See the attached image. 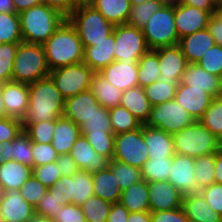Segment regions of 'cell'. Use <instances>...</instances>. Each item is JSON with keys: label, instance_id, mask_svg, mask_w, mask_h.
Wrapping results in <instances>:
<instances>
[{"label": "cell", "instance_id": "obj_1", "mask_svg": "<svg viewBox=\"0 0 222 222\" xmlns=\"http://www.w3.org/2000/svg\"><path fill=\"white\" fill-rule=\"evenodd\" d=\"M28 89L29 106L21 120L22 125L62 117L65 99L50 76L29 84Z\"/></svg>", "mask_w": 222, "mask_h": 222}, {"label": "cell", "instance_id": "obj_2", "mask_svg": "<svg viewBox=\"0 0 222 222\" xmlns=\"http://www.w3.org/2000/svg\"><path fill=\"white\" fill-rule=\"evenodd\" d=\"M42 46L50 71L83 61L84 47L67 18Z\"/></svg>", "mask_w": 222, "mask_h": 222}, {"label": "cell", "instance_id": "obj_3", "mask_svg": "<svg viewBox=\"0 0 222 222\" xmlns=\"http://www.w3.org/2000/svg\"><path fill=\"white\" fill-rule=\"evenodd\" d=\"M22 40L43 45L66 19L58 10L41 3L19 13Z\"/></svg>", "mask_w": 222, "mask_h": 222}, {"label": "cell", "instance_id": "obj_4", "mask_svg": "<svg viewBox=\"0 0 222 222\" xmlns=\"http://www.w3.org/2000/svg\"><path fill=\"white\" fill-rule=\"evenodd\" d=\"M67 19L76 28L83 47L95 46V43L105 40L114 29V25L88 2H79Z\"/></svg>", "mask_w": 222, "mask_h": 222}, {"label": "cell", "instance_id": "obj_5", "mask_svg": "<svg viewBox=\"0 0 222 222\" xmlns=\"http://www.w3.org/2000/svg\"><path fill=\"white\" fill-rule=\"evenodd\" d=\"M50 69L40 44L19 43L12 67L11 81L32 84L48 77Z\"/></svg>", "mask_w": 222, "mask_h": 222}, {"label": "cell", "instance_id": "obj_6", "mask_svg": "<svg viewBox=\"0 0 222 222\" xmlns=\"http://www.w3.org/2000/svg\"><path fill=\"white\" fill-rule=\"evenodd\" d=\"M175 153L189 157L214 154L219 149L218 138L199 120L172 134Z\"/></svg>", "mask_w": 222, "mask_h": 222}, {"label": "cell", "instance_id": "obj_7", "mask_svg": "<svg viewBox=\"0 0 222 222\" xmlns=\"http://www.w3.org/2000/svg\"><path fill=\"white\" fill-rule=\"evenodd\" d=\"M142 32L149 50L178 45L174 7L161 6L142 28Z\"/></svg>", "mask_w": 222, "mask_h": 222}, {"label": "cell", "instance_id": "obj_8", "mask_svg": "<svg viewBox=\"0 0 222 222\" xmlns=\"http://www.w3.org/2000/svg\"><path fill=\"white\" fill-rule=\"evenodd\" d=\"M92 173L78 170L73 176H61L48 190L61 201V205H82L94 195Z\"/></svg>", "mask_w": 222, "mask_h": 222}, {"label": "cell", "instance_id": "obj_9", "mask_svg": "<svg viewBox=\"0 0 222 222\" xmlns=\"http://www.w3.org/2000/svg\"><path fill=\"white\" fill-rule=\"evenodd\" d=\"M113 159L142 169L149 159V151L144 141V125L115 135Z\"/></svg>", "mask_w": 222, "mask_h": 222}, {"label": "cell", "instance_id": "obj_10", "mask_svg": "<svg viewBox=\"0 0 222 222\" xmlns=\"http://www.w3.org/2000/svg\"><path fill=\"white\" fill-rule=\"evenodd\" d=\"M94 73L84 62H81L51 70L49 76L66 100L89 90Z\"/></svg>", "mask_w": 222, "mask_h": 222}, {"label": "cell", "instance_id": "obj_11", "mask_svg": "<svg viewBox=\"0 0 222 222\" xmlns=\"http://www.w3.org/2000/svg\"><path fill=\"white\" fill-rule=\"evenodd\" d=\"M113 34L115 37V61L137 63L149 50L142 29L127 24L115 25Z\"/></svg>", "mask_w": 222, "mask_h": 222}, {"label": "cell", "instance_id": "obj_12", "mask_svg": "<svg viewBox=\"0 0 222 222\" xmlns=\"http://www.w3.org/2000/svg\"><path fill=\"white\" fill-rule=\"evenodd\" d=\"M194 121L195 119L174 99L153 106L145 125L174 134L191 125Z\"/></svg>", "mask_w": 222, "mask_h": 222}, {"label": "cell", "instance_id": "obj_13", "mask_svg": "<svg viewBox=\"0 0 222 222\" xmlns=\"http://www.w3.org/2000/svg\"><path fill=\"white\" fill-rule=\"evenodd\" d=\"M195 158L175 153L168 181L183 195L197 193Z\"/></svg>", "mask_w": 222, "mask_h": 222}, {"label": "cell", "instance_id": "obj_14", "mask_svg": "<svg viewBox=\"0 0 222 222\" xmlns=\"http://www.w3.org/2000/svg\"><path fill=\"white\" fill-rule=\"evenodd\" d=\"M150 212L168 211L182 207L183 194L168 180L148 183Z\"/></svg>", "mask_w": 222, "mask_h": 222}, {"label": "cell", "instance_id": "obj_15", "mask_svg": "<svg viewBox=\"0 0 222 222\" xmlns=\"http://www.w3.org/2000/svg\"><path fill=\"white\" fill-rule=\"evenodd\" d=\"M211 14L197 7L180 4L174 7L175 27L179 39L206 29Z\"/></svg>", "mask_w": 222, "mask_h": 222}, {"label": "cell", "instance_id": "obj_16", "mask_svg": "<svg viewBox=\"0 0 222 222\" xmlns=\"http://www.w3.org/2000/svg\"><path fill=\"white\" fill-rule=\"evenodd\" d=\"M159 57L160 77L158 80L182 81L188 62L178 45L155 49Z\"/></svg>", "mask_w": 222, "mask_h": 222}, {"label": "cell", "instance_id": "obj_17", "mask_svg": "<svg viewBox=\"0 0 222 222\" xmlns=\"http://www.w3.org/2000/svg\"><path fill=\"white\" fill-rule=\"evenodd\" d=\"M97 98L89 90L67 98L64 103L63 117L72 120L77 126L84 124L100 107Z\"/></svg>", "mask_w": 222, "mask_h": 222}, {"label": "cell", "instance_id": "obj_18", "mask_svg": "<svg viewBox=\"0 0 222 222\" xmlns=\"http://www.w3.org/2000/svg\"><path fill=\"white\" fill-rule=\"evenodd\" d=\"M70 155L79 170L93 174L109 167L110 159L97 153L82 135L76 139Z\"/></svg>", "mask_w": 222, "mask_h": 222}, {"label": "cell", "instance_id": "obj_19", "mask_svg": "<svg viewBox=\"0 0 222 222\" xmlns=\"http://www.w3.org/2000/svg\"><path fill=\"white\" fill-rule=\"evenodd\" d=\"M2 95L6 116L21 121L29 106L28 84L14 81L2 83Z\"/></svg>", "mask_w": 222, "mask_h": 222}, {"label": "cell", "instance_id": "obj_20", "mask_svg": "<svg viewBox=\"0 0 222 222\" xmlns=\"http://www.w3.org/2000/svg\"><path fill=\"white\" fill-rule=\"evenodd\" d=\"M174 99L189 115L195 120H199L214 98L203 89L192 88V86L180 82Z\"/></svg>", "mask_w": 222, "mask_h": 222}, {"label": "cell", "instance_id": "obj_21", "mask_svg": "<svg viewBox=\"0 0 222 222\" xmlns=\"http://www.w3.org/2000/svg\"><path fill=\"white\" fill-rule=\"evenodd\" d=\"M0 208L4 222H29L36 216L35 208L21 197L20 190L5 191Z\"/></svg>", "mask_w": 222, "mask_h": 222}, {"label": "cell", "instance_id": "obj_22", "mask_svg": "<svg viewBox=\"0 0 222 222\" xmlns=\"http://www.w3.org/2000/svg\"><path fill=\"white\" fill-rule=\"evenodd\" d=\"M98 73L122 92L138 86V63L114 61Z\"/></svg>", "mask_w": 222, "mask_h": 222}, {"label": "cell", "instance_id": "obj_23", "mask_svg": "<svg viewBox=\"0 0 222 222\" xmlns=\"http://www.w3.org/2000/svg\"><path fill=\"white\" fill-rule=\"evenodd\" d=\"M181 82L192 88L203 89L213 98L222 96L220 77L206 72L198 64L188 63Z\"/></svg>", "mask_w": 222, "mask_h": 222}, {"label": "cell", "instance_id": "obj_24", "mask_svg": "<svg viewBox=\"0 0 222 222\" xmlns=\"http://www.w3.org/2000/svg\"><path fill=\"white\" fill-rule=\"evenodd\" d=\"M114 48L115 37L112 32L105 40L95 43V46L84 47L82 62L98 73L115 61Z\"/></svg>", "mask_w": 222, "mask_h": 222}, {"label": "cell", "instance_id": "obj_25", "mask_svg": "<svg viewBox=\"0 0 222 222\" xmlns=\"http://www.w3.org/2000/svg\"><path fill=\"white\" fill-rule=\"evenodd\" d=\"M215 41L206 29L195 32L191 35L179 39L178 46L188 63L197 64L202 56L213 46Z\"/></svg>", "mask_w": 222, "mask_h": 222}, {"label": "cell", "instance_id": "obj_26", "mask_svg": "<svg viewBox=\"0 0 222 222\" xmlns=\"http://www.w3.org/2000/svg\"><path fill=\"white\" fill-rule=\"evenodd\" d=\"M144 141L149 158L173 157L175 154L172 134L144 124Z\"/></svg>", "mask_w": 222, "mask_h": 222}, {"label": "cell", "instance_id": "obj_27", "mask_svg": "<svg viewBox=\"0 0 222 222\" xmlns=\"http://www.w3.org/2000/svg\"><path fill=\"white\" fill-rule=\"evenodd\" d=\"M182 208L190 222H220V215L208 205L200 192L183 195Z\"/></svg>", "mask_w": 222, "mask_h": 222}, {"label": "cell", "instance_id": "obj_28", "mask_svg": "<svg viewBox=\"0 0 222 222\" xmlns=\"http://www.w3.org/2000/svg\"><path fill=\"white\" fill-rule=\"evenodd\" d=\"M81 135L80 127L72 120L59 117L55 120L52 146L60 154H70L73 144Z\"/></svg>", "mask_w": 222, "mask_h": 222}, {"label": "cell", "instance_id": "obj_29", "mask_svg": "<svg viewBox=\"0 0 222 222\" xmlns=\"http://www.w3.org/2000/svg\"><path fill=\"white\" fill-rule=\"evenodd\" d=\"M120 105L131 112L142 125L147 122L152 108L144 88L140 86L124 91Z\"/></svg>", "mask_w": 222, "mask_h": 222}, {"label": "cell", "instance_id": "obj_30", "mask_svg": "<svg viewBox=\"0 0 222 222\" xmlns=\"http://www.w3.org/2000/svg\"><path fill=\"white\" fill-rule=\"evenodd\" d=\"M94 196L111 203H118L121 198V187L110 168L92 174Z\"/></svg>", "mask_w": 222, "mask_h": 222}, {"label": "cell", "instance_id": "obj_31", "mask_svg": "<svg viewBox=\"0 0 222 222\" xmlns=\"http://www.w3.org/2000/svg\"><path fill=\"white\" fill-rule=\"evenodd\" d=\"M87 2L114 26L126 24L132 8L129 0H88Z\"/></svg>", "mask_w": 222, "mask_h": 222}, {"label": "cell", "instance_id": "obj_32", "mask_svg": "<svg viewBox=\"0 0 222 222\" xmlns=\"http://www.w3.org/2000/svg\"><path fill=\"white\" fill-rule=\"evenodd\" d=\"M32 175V168L15 160L0 165V183L5 191L19 190Z\"/></svg>", "mask_w": 222, "mask_h": 222}, {"label": "cell", "instance_id": "obj_33", "mask_svg": "<svg viewBox=\"0 0 222 222\" xmlns=\"http://www.w3.org/2000/svg\"><path fill=\"white\" fill-rule=\"evenodd\" d=\"M90 91L97 98L99 104L108 110L120 105L121 103L123 92L116 86L109 83L99 73L93 74Z\"/></svg>", "mask_w": 222, "mask_h": 222}, {"label": "cell", "instance_id": "obj_34", "mask_svg": "<svg viewBox=\"0 0 222 222\" xmlns=\"http://www.w3.org/2000/svg\"><path fill=\"white\" fill-rule=\"evenodd\" d=\"M130 213L150 212L148 197V182L141 180L122 190L119 201Z\"/></svg>", "mask_w": 222, "mask_h": 222}, {"label": "cell", "instance_id": "obj_35", "mask_svg": "<svg viewBox=\"0 0 222 222\" xmlns=\"http://www.w3.org/2000/svg\"><path fill=\"white\" fill-rule=\"evenodd\" d=\"M137 63L138 86L145 88L159 79V57L155 50H148Z\"/></svg>", "mask_w": 222, "mask_h": 222}, {"label": "cell", "instance_id": "obj_36", "mask_svg": "<svg viewBox=\"0 0 222 222\" xmlns=\"http://www.w3.org/2000/svg\"><path fill=\"white\" fill-rule=\"evenodd\" d=\"M178 83L176 81L157 80L144 88L151 106L174 100Z\"/></svg>", "mask_w": 222, "mask_h": 222}, {"label": "cell", "instance_id": "obj_37", "mask_svg": "<svg viewBox=\"0 0 222 222\" xmlns=\"http://www.w3.org/2000/svg\"><path fill=\"white\" fill-rule=\"evenodd\" d=\"M172 157L149 158L141 169L143 180L148 183L166 181L170 175Z\"/></svg>", "mask_w": 222, "mask_h": 222}, {"label": "cell", "instance_id": "obj_38", "mask_svg": "<svg viewBox=\"0 0 222 222\" xmlns=\"http://www.w3.org/2000/svg\"><path fill=\"white\" fill-rule=\"evenodd\" d=\"M195 180L197 193L215 183V153L195 158Z\"/></svg>", "mask_w": 222, "mask_h": 222}, {"label": "cell", "instance_id": "obj_39", "mask_svg": "<svg viewBox=\"0 0 222 222\" xmlns=\"http://www.w3.org/2000/svg\"><path fill=\"white\" fill-rule=\"evenodd\" d=\"M108 111L111 129L114 135L122 132L132 131L142 126L135 116L121 105H117Z\"/></svg>", "mask_w": 222, "mask_h": 222}, {"label": "cell", "instance_id": "obj_40", "mask_svg": "<svg viewBox=\"0 0 222 222\" xmlns=\"http://www.w3.org/2000/svg\"><path fill=\"white\" fill-rule=\"evenodd\" d=\"M22 34L18 13H0V44L21 43Z\"/></svg>", "mask_w": 222, "mask_h": 222}, {"label": "cell", "instance_id": "obj_41", "mask_svg": "<svg viewBox=\"0 0 222 222\" xmlns=\"http://www.w3.org/2000/svg\"><path fill=\"white\" fill-rule=\"evenodd\" d=\"M80 206L86 222H107L112 203L93 195Z\"/></svg>", "mask_w": 222, "mask_h": 222}, {"label": "cell", "instance_id": "obj_42", "mask_svg": "<svg viewBox=\"0 0 222 222\" xmlns=\"http://www.w3.org/2000/svg\"><path fill=\"white\" fill-rule=\"evenodd\" d=\"M109 168L118 181L121 190L129 188L132 184L138 183L142 178L141 170L118 160H110Z\"/></svg>", "mask_w": 222, "mask_h": 222}, {"label": "cell", "instance_id": "obj_43", "mask_svg": "<svg viewBox=\"0 0 222 222\" xmlns=\"http://www.w3.org/2000/svg\"><path fill=\"white\" fill-rule=\"evenodd\" d=\"M160 7L161 4L158 0H146L141 4L132 5L126 24L142 29Z\"/></svg>", "mask_w": 222, "mask_h": 222}, {"label": "cell", "instance_id": "obj_44", "mask_svg": "<svg viewBox=\"0 0 222 222\" xmlns=\"http://www.w3.org/2000/svg\"><path fill=\"white\" fill-rule=\"evenodd\" d=\"M199 121L217 138L222 135V96L213 99Z\"/></svg>", "mask_w": 222, "mask_h": 222}, {"label": "cell", "instance_id": "obj_45", "mask_svg": "<svg viewBox=\"0 0 222 222\" xmlns=\"http://www.w3.org/2000/svg\"><path fill=\"white\" fill-rule=\"evenodd\" d=\"M80 133H113L108 109L102 106L98 107L97 112L80 126Z\"/></svg>", "mask_w": 222, "mask_h": 222}, {"label": "cell", "instance_id": "obj_46", "mask_svg": "<svg viewBox=\"0 0 222 222\" xmlns=\"http://www.w3.org/2000/svg\"><path fill=\"white\" fill-rule=\"evenodd\" d=\"M54 128L55 120L23 124V131L29 136L32 143H52Z\"/></svg>", "mask_w": 222, "mask_h": 222}, {"label": "cell", "instance_id": "obj_47", "mask_svg": "<svg viewBox=\"0 0 222 222\" xmlns=\"http://www.w3.org/2000/svg\"><path fill=\"white\" fill-rule=\"evenodd\" d=\"M11 154L12 160L33 168L32 141L24 131L13 140Z\"/></svg>", "mask_w": 222, "mask_h": 222}, {"label": "cell", "instance_id": "obj_48", "mask_svg": "<svg viewBox=\"0 0 222 222\" xmlns=\"http://www.w3.org/2000/svg\"><path fill=\"white\" fill-rule=\"evenodd\" d=\"M81 135L85 136L89 144L97 153L109 158L110 160L113 159L115 143V135L113 133H81Z\"/></svg>", "mask_w": 222, "mask_h": 222}, {"label": "cell", "instance_id": "obj_49", "mask_svg": "<svg viewBox=\"0 0 222 222\" xmlns=\"http://www.w3.org/2000/svg\"><path fill=\"white\" fill-rule=\"evenodd\" d=\"M19 43L0 44V83L11 81L12 67Z\"/></svg>", "mask_w": 222, "mask_h": 222}, {"label": "cell", "instance_id": "obj_50", "mask_svg": "<svg viewBox=\"0 0 222 222\" xmlns=\"http://www.w3.org/2000/svg\"><path fill=\"white\" fill-rule=\"evenodd\" d=\"M19 190L21 197L35 208L48 188L31 175Z\"/></svg>", "mask_w": 222, "mask_h": 222}, {"label": "cell", "instance_id": "obj_51", "mask_svg": "<svg viewBox=\"0 0 222 222\" xmlns=\"http://www.w3.org/2000/svg\"><path fill=\"white\" fill-rule=\"evenodd\" d=\"M197 64L206 72L220 77L222 73V47L215 44Z\"/></svg>", "mask_w": 222, "mask_h": 222}, {"label": "cell", "instance_id": "obj_52", "mask_svg": "<svg viewBox=\"0 0 222 222\" xmlns=\"http://www.w3.org/2000/svg\"><path fill=\"white\" fill-rule=\"evenodd\" d=\"M32 175L45 187H52L61 178L60 170L55 162L32 168Z\"/></svg>", "mask_w": 222, "mask_h": 222}, {"label": "cell", "instance_id": "obj_53", "mask_svg": "<svg viewBox=\"0 0 222 222\" xmlns=\"http://www.w3.org/2000/svg\"><path fill=\"white\" fill-rule=\"evenodd\" d=\"M61 207H63V205H61V201L47 190L42 199L36 205L35 214L36 216L50 218L54 221V214H58Z\"/></svg>", "mask_w": 222, "mask_h": 222}, {"label": "cell", "instance_id": "obj_54", "mask_svg": "<svg viewBox=\"0 0 222 222\" xmlns=\"http://www.w3.org/2000/svg\"><path fill=\"white\" fill-rule=\"evenodd\" d=\"M33 167L55 162L58 153L53 148L52 143H32Z\"/></svg>", "mask_w": 222, "mask_h": 222}, {"label": "cell", "instance_id": "obj_55", "mask_svg": "<svg viewBox=\"0 0 222 222\" xmlns=\"http://www.w3.org/2000/svg\"><path fill=\"white\" fill-rule=\"evenodd\" d=\"M22 131L23 125L20 120L7 116L0 118V143L14 140Z\"/></svg>", "mask_w": 222, "mask_h": 222}, {"label": "cell", "instance_id": "obj_56", "mask_svg": "<svg viewBox=\"0 0 222 222\" xmlns=\"http://www.w3.org/2000/svg\"><path fill=\"white\" fill-rule=\"evenodd\" d=\"M208 205L215 211V213L222 214V183H212L209 187H206L199 191Z\"/></svg>", "mask_w": 222, "mask_h": 222}, {"label": "cell", "instance_id": "obj_57", "mask_svg": "<svg viewBox=\"0 0 222 222\" xmlns=\"http://www.w3.org/2000/svg\"><path fill=\"white\" fill-rule=\"evenodd\" d=\"M54 222H86L81 206L66 204L60 208L58 214H54Z\"/></svg>", "mask_w": 222, "mask_h": 222}, {"label": "cell", "instance_id": "obj_58", "mask_svg": "<svg viewBox=\"0 0 222 222\" xmlns=\"http://www.w3.org/2000/svg\"><path fill=\"white\" fill-rule=\"evenodd\" d=\"M152 222H190L182 207L168 211L151 212Z\"/></svg>", "mask_w": 222, "mask_h": 222}, {"label": "cell", "instance_id": "obj_59", "mask_svg": "<svg viewBox=\"0 0 222 222\" xmlns=\"http://www.w3.org/2000/svg\"><path fill=\"white\" fill-rule=\"evenodd\" d=\"M79 2V0H42V3L58 10L66 18L78 6Z\"/></svg>", "mask_w": 222, "mask_h": 222}, {"label": "cell", "instance_id": "obj_60", "mask_svg": "<svg viewBox=\"0 0 222 222\" xmlns=\"http://www.w3.org/2000/svg\"><path fill=\"white\" fill-rule=\"evenodd\" d=\"M61 176H73L79 169L70 154H60L56 160Z\"/></svg>", "mask_w": 222, "mask_h": 222}, {"label": "cell", "instance_id": "obj_61", "mask_svg": "<svg viewBox=\"0 0 222 222\" xmlns=\"http://www.w3.org/2000/svg\"><path fill=\"white\" fill-rule=\"evenodd\" d=\"M207 30L212 35L215 44L222 47V17L217 13L209 17Z\"/></svg>", "mask_w": 222, "mask_h": 222}, {"label": "cell", "instance_id": "obj_62", "mask_svg": "<svg viewBox=\"0 0 222 222\" xmlns=\"http://www.w3.org/2000/svg\"><path fill=\"white\" fill-rule=\"evenodd\" d=\"M129 211L120 203H112L107 222H127Z\"/></svg>", "mask_w": 222, "mask_h": 222}, {"label": "cell", "instance_id": "obj_63", "mask_svg": "<svg viewBox=\"0 0 222 222\" xmlns=\"http://www.w3.org/2000/svg\"><path fill=\"white\" fill-rule=\"evenodd\" d=\"M181 4L197 7L201 10H206L211 15L216 13L217 8L212 0H182Z\"/></svg>", "mask_w": 222, "mask_h": 222}, {"label": "cell", "instance_id": "obj_64", "mask_svg": "<svg viewBox=\"0 0 222 222\" xmlns=\"http://www.w3.org/2000/svg\"><path fill=\"white\" fill-rule=\"evenodd\" d=\"M41 3H42V0H13L16 13L18 14L24 10H27Z\"/></svg>", "mask_w": 222, "mask_h": 222}, {"label": "cell", "instance_id": "obj_65", "mask_svg": "<svg viewBox=\"0 0 222 222\" xmlns=\"http://www.w3.org/2000/svg\"><path fill=\"white\" fill-rule=\"evenodd\" d=\"M215 183H222V148L215 153Z\"/></svg>", "mask_w": 222, "mask_h": 222}, {"label": "cell", "instance_id": "obj_66", "mask_svg": "<svg viewBox=\"0 0 222 222\" xmlns=\"http://www.w3.org/2000/svg\"><path fill=\"white\" fill-rule=\"evenodd\" d=\"M127 222H152L151 212H131Z\"/></svg>", "mask_w": 222, "mask_h": 222}, {"label": "cell", "instance_id": "obj_67", "mask_svg": "<svg viewBox=\"0 0 222 222\" xmlns=\"http://www.w3.org/2000/svg\"><path fill=\"white\" fill-rule=\"evenodd\" d=\"M0 13H16L13 0H0Z\"/></svg>", "mask_w": 222, "mask_h": 222}, {"label": "cell", "instance_id": "obj_68", "mask_svg": "<svg viewBox=\"0 0 222 222\" xmlns=\"http://www.w3.org/2000/svg\"><path fill=\"white\" fill-rule=\"evenodd\" d=\"M1 145H2V152H3L2 156L5 159V161L12 160L11 146H13V140L3 141L1 142Z\"/></svg>", "mask_w": 222, "mask_h": 222}, {"label": "cell", "instance_id": "obj_69", "mask_svg": "<svg viewBox=\"0 0 222 222\" xmlns=\"http://www.w3.org/2000/svg\"><path fill=\"white\" fill-rule=\"evenodd\" d=\"M161 6L164 7H175L182 3V0H158Z\"/></svg>", "mask_w": 222, "mask_h": 222}, {"label": "cell", "instance_id": "obj_70", "mask_svg": "<svg viewBox=\"0 0 222 222\" xmlns=\"http://www.w3.org/2000/svg\"><path fill=\"white\" fill-rule=\"evenodd\" d=\"M3 95H2V83H0V118L6 116V111L3 104Z\"/></svg>", "mask_w": 222, "mask_h": 222}, {"label": "cell", "instance_id": "obj_71", "mask_svg": "<svg viewBox=\"0 0 222 222\" xmlns=\"http://www.w3.org/2000/svg\"><path fill=\"white\" fill-rule=\"evenodd\" d=\"M29 222H54V221L50 218L35 216Z\"/></svg>", "mask_w": 222, "mask_h": 222}, {"label": "cell", "instance_id": "obj_72", "mask_svg": "<svg viewBox=\"0 0 222 222\" xmlns=\"http://www.w3.org/2000/svg\"><path fill=\"white\" fill-rule=\"evenodd\" d=\"M4 195H5V189L3 188L2 184L0 183V203H1Z\"/></svg>", "mask_w": 222, "mask_h": 222}, {"label": "cell", "instance_id": "obj_73", "mask_svg": "<svg viewBox=\"0 0 222 222\" xmlns=\"http://www.w3.org/2000/svg\"><path fill=\"white\" fill-rule=\"evenodd\" d=\"M216 13L222 17V3L217 5V8H216Z\"/></svg>", "mask_w": 222, "mask_h": 222}, {"label": "cell", "instance_id": "obj_74", "mask_svg": "<svg viewBox=\"0 0 222 222\" xmlns=\"http://www.w3.org/2000/svg\"><path fill=\"white\" fill-rule=\"evenodd\" d=\"M131 5H138L141 4L143 2H145L146 0H129Z\"/></svg>", "mask_w": 222, "mask_h": 222}, {"label": "cell", "instance_id": "obj_75", "mask_svg": "<svg viewBox=\"0 0 222 222\" xmlns=\"http://www.w3.org/2000/svg\"><path fill=\"white\" fill-rule=\"evenodd\" d=\"M3 152H2V145L0 143V165H2L5 162V159L3 158Z\"/></svg>", "mask_w": 222, "mask_h": 222}, {"label": "cell", "instance_id": "obj_76", "mask_svg": "<svg viewBox=\"0 0 222 222\" xmlns=\"http://www.w3.org/2000/svg\"><path fill=\"white\" fill-rule=\"evenodd\" d=\"M212 1L215 3L216 6L222 3V0H212Z\"/></svg>", "mask_w": 222, "mask_h": 222}, {"label": "cell", "instance_id": "obj_77", "mask_svg": "<svg viewBox=\"0 0 222 222\" xmlns=\"http://www.w3.org/2000/svg\"><path fill=\"white\" fill-rule=\"evenodd\" d=\"M219 140V148H222V135L218 138Z\"/></svg>", "mask_w": 222, "mask_h": 222}, {"label": "cell", "instance_id": "obj_78", "mask_svg": "<svg viewBox=\"0 0 222 222\" xmlns=\"http://www.w3.org/2000/svg\"><path fill=\"white\" fill-rule=\"evenodd\" d=\"M0 222H4V219L2 217L1 208H0Z\"/></svg>", "mask_w": 222, "mask_h": 222}, {"label": "cell", "instance_id": "obj_79", "mask_svg": "<svg viewBox=\"0 0 222 222\" xmlns=\"http://www.w3.org/2000/svg\"><path fill=\"white\" fill-rule=\"evenodd\" d=\"M220 82H221V85H222V73L220 75Z\"/></svg>", "mask_w": 222, "mask_h": 222}, {"label": "cell", "instance_id": "obj_80", "mask_svg": "<svg viewBox=\"0 0 222 222\" xmlns=\"http://www.w3.org/2000/svg\"><path fill=\"white\" fill-rule=\"evenodd\" d=\"M80 2H87L88 0H79Z\"/></svg>", "mask_w": 222, "mask_h": 222}]
</instances>
